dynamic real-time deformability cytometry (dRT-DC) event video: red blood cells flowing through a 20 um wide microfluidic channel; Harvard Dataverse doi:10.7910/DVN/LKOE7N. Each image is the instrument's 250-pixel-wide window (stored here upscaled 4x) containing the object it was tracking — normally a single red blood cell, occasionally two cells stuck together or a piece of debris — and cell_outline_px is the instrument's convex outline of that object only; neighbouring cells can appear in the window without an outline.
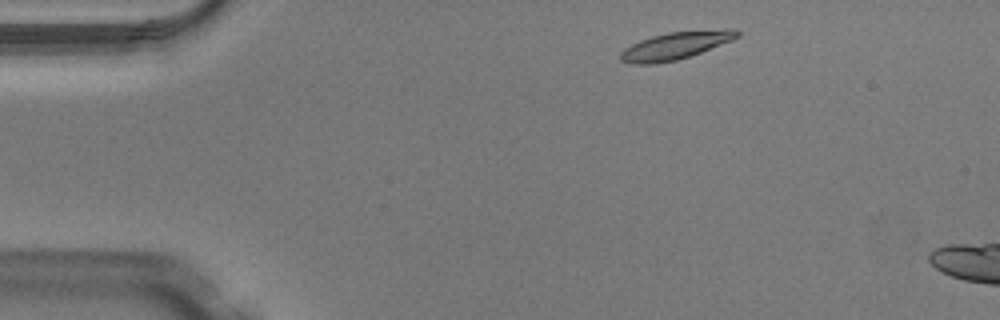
{"species": "Egyptian fruit bat (a non-hibernating species)", "species_latin": "Rousettus aegyptiacus", "temperature_condition": "warm", "stored_images_in_passage": 8, "camera_frame_rate_fps": 3000, "um_per_image_px": 0.085, "animal": {"sex": "male"}, "frame": {"image": 1, "passage_image": 3, "time_ms": 0.667, "image_size_px": [1000, 320], "cell_outline_px": [[740, 36], [732, 40], [700, 52], [676, 60], [652, 64], [632, 64], [620, 60], [620, 52], [624, 48], [640, 40], [652, 36], [668, 32], [728, 28], [736, 28], [740, 32]], "centroid_in_image_um": [57.43, 3.86], "position_along_channel_um": 27.6, "area_um2": 18.67}}